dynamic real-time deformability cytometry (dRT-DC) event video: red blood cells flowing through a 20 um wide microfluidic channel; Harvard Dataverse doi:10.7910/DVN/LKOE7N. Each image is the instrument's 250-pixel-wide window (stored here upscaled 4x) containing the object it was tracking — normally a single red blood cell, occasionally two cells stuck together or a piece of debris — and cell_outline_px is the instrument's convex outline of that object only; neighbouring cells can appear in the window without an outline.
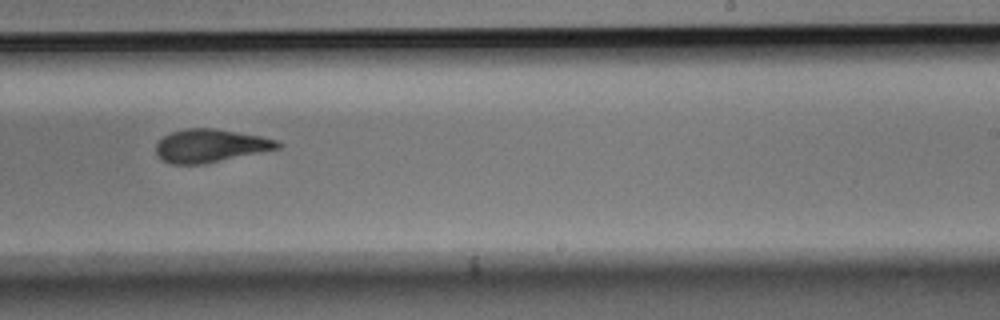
{"species": "Egyptian fruit bat (a non-hibernating species)", "species_latin": "Rousettus aegyptiacus", "temperature_condition": "room temperature", "stored_images_in_passage": 15, "camera_frame_rate_fps": 3000, "um_per_image_px": 0.085, "animal": {"sex": "male"}, "frame": {"image": 1, "passage_image": 9, "time_ms": 2.667, "image_size_px": [1000, 320], "cell_outline_px": [[284, 144], [280, 148], [204, 164], [172, 164], [164, 160], [156, 152], [156, 144], [164, 136], [172, 132], [184, 128], [216, 128], [260, 136], [276, 140]], "centroid_in_image_um": [17.9, 12.38], "position_along_channel_um": 271.1, "area_um2": 23.35}}
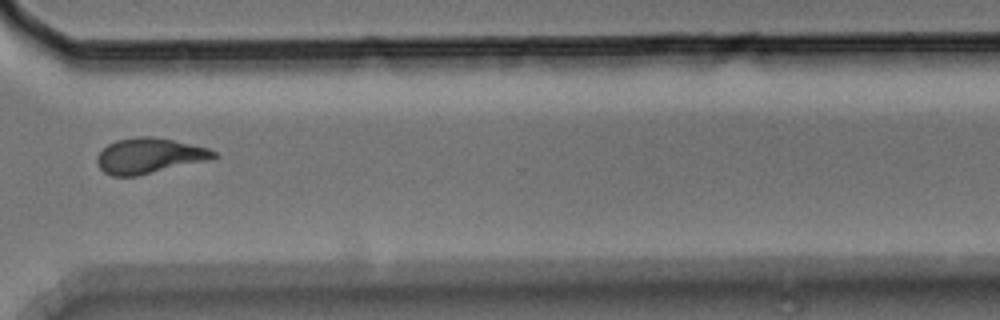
{"frame": {"image": 2, "passage_image": 11, "time_ms": 3.333, "image_size_px": [1000, 320], "cell_outline_px": [[220, 156], [208, 160], [136, 176], [112, 176], [104, 172], [100, 168], [96, 160], [96, 156], [108, 144], [116, 140], [140, 136], [152, 136], [172, 140], [208, 148], [216, 152]], "centroid_in_image_um": [12.67, 13.24], "position_along_channel_um": 357.9, "area_um2": 23.87}}
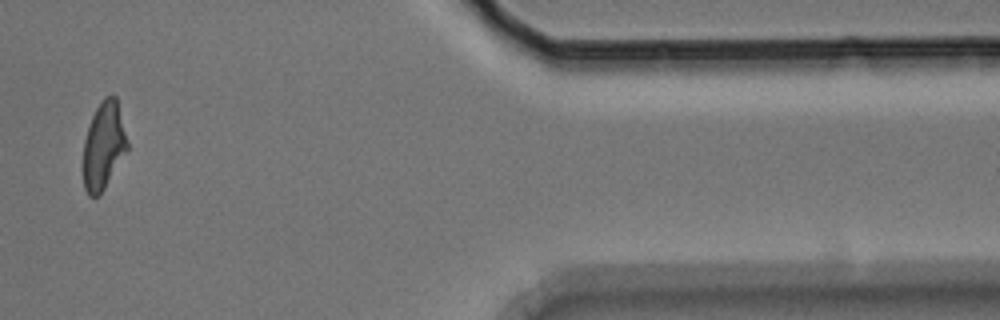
{"frame": {"image": 3, "passage_image": 13, "time_ms": 4.0, "image_size_px": [1000, 320], "cell_outline_px": [[128, 148], [100, 196], [88, 196], [84, 188], [84, 140], [92, 116], [100, 100], [104, 96], [116, 96], [128, 144]], "centroid_in_image_um": [8.8, 12.39], "position_along_channel_um": 402.6, "area_um2": 22.14}}